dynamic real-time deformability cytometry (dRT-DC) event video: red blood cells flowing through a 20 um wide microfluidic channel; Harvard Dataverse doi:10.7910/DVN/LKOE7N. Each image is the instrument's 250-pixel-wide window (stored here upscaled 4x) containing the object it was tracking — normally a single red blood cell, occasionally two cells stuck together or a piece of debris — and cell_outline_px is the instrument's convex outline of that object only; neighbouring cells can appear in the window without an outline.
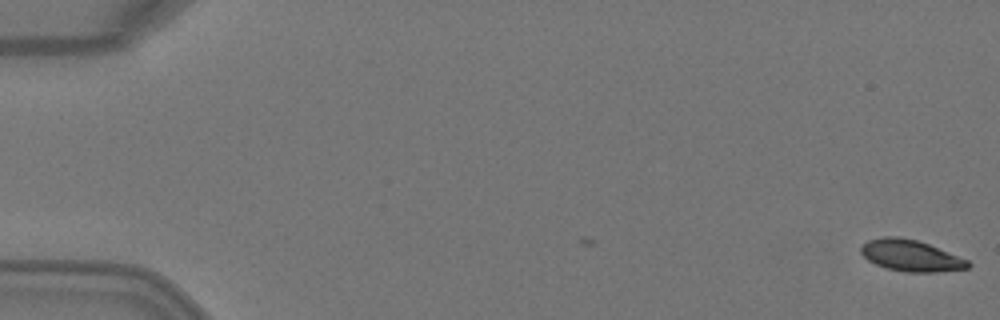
{"species": "Egyptian fruit bat (a non-hibernating species)", "species_latin": "Rousettus aegyptiacus", "temperature_condition": "warm", "stored_images_in_passage": 2, "camera_frame_rate_fps": 3000, "um_per_image_px": 0.085, "animal": {"sex": "female"}, "frame": {"image": 1, "passage_image": 2, "time_ms": 0.333, "image_size_px": [1000, 320], "cell_outline_px": [[972, 264], [968, 268], [936, 272], [904, 272], [888, 268], [876, 264], [868, 260], [860, 252], [860, 244], [868, 240], [880, 236], [900, 236], [916, 240], [928, 244], [968, 260]], "centroid_in_image_um": [77.38, 21.71], "position_along_channel_um": 7.6, "area_um2": 19.59}}